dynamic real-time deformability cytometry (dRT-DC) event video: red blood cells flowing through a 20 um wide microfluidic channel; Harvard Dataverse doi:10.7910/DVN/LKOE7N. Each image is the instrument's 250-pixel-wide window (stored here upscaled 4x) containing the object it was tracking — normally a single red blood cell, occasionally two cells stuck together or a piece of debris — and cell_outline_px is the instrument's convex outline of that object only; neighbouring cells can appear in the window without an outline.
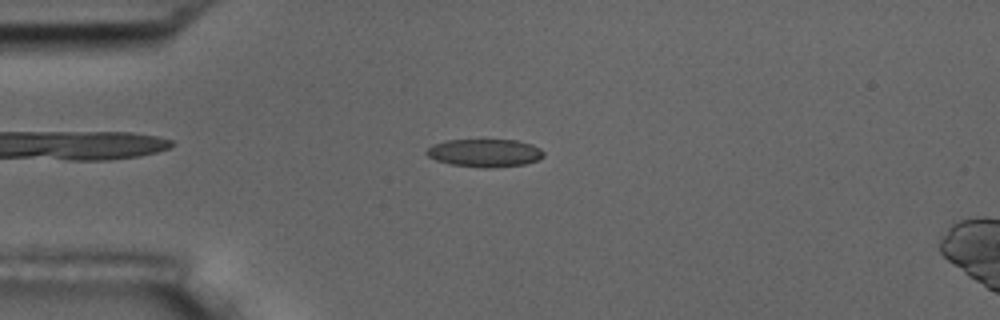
{"species": "common noctule bat (a hibernating species)", "species_latin": "Nyctalus noctula", "temperature_condition": "room temperature", "stored_images_in_passage": 7, "camera_frame_rate_fps": 3000, "um_per_image_px": 0.085, "animal": {"sex": "male", "body_mass_g": 17.5, "forearm_length_mm": 52.3}, "frame": {"image": 1, "passage_image": 3, "time_ms": 0.667, "image_size_px": [1000, 320], "cell_outline_px": [[544, 156], [536, 160], [524, 164], [488, 168], [480, 168], [452, 164], [436, 160], [428, 156], [424, 152], [432, 144], [448, 140], [484, 136], [516, 140], [532, 144], [540, 148], [544, 152]], "centroid_in_image_um": [41.19, 12.94], "position_along_channel_um": 43.8, "area_um2": 20.0}}
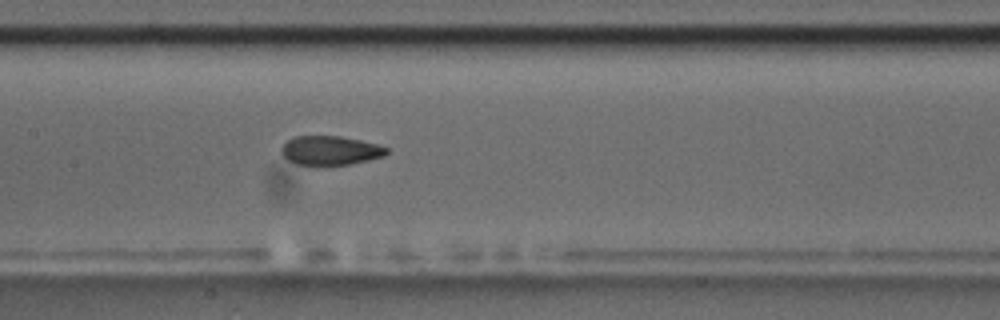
{"frame": {"image": 2, "passage_image": 7, "time_ms": 2.0, "image_size_px": [1000, 320], "cell_outline_px": [[388, 152], [384, 156], [368, 160], [348, 164], [316, 168], [296, 164], [288, 160], [280, 152], [280, 148], [292, 136], [340, 136], [360, 140], [376, 144], [388, 148]], "centroid_in_image_um": [28.02, 12.82], "position_along_channel_um": 179.4, "area_um2": 18.38}}